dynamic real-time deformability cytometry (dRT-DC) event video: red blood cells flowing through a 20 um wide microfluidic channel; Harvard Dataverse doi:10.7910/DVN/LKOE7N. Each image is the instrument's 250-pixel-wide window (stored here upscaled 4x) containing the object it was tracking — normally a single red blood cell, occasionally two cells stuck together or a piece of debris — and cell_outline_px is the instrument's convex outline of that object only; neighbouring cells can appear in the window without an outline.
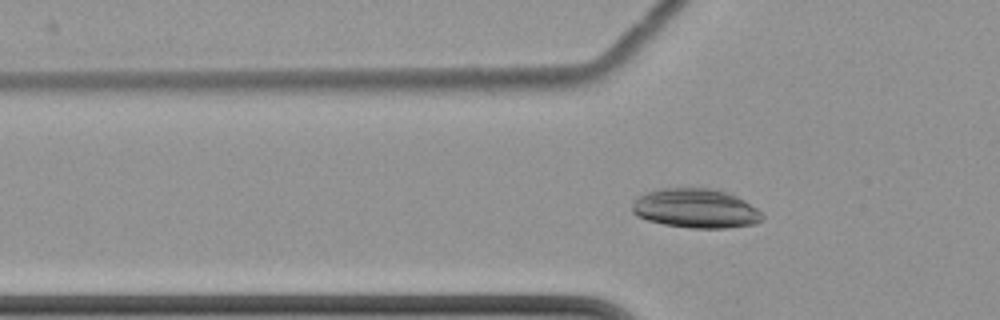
{"species": "common noctule bat (a hibernating species)", "species_latin": "Nyctalus noctula", "temperature_condition": "cold", "stored_images_in_passage": 51, "camera_frame_rate_fps": 3000, "um_per_image_px": 0.085, "animal": {"sex": "female", "body_mass_g": 22.7, "forearm_length_mm": 54.2}, "frame": {"image": 1, "passage_image": 18, "time_ms": 5.667, "image_size_px": [1000, 320], "cell_outline_px": [[764, 220], [752, 224], [728, 228], [692, 228], [664, 224], [648, 220], [636, 216], [632, 212], [632, 204], [640, 196], [648, 192], [660, 188], [712, 188], [736, 196], [744, 200], [756, 208], [764, 216]], "centroid_in_image_um": [59.14, 17.72], "position_along_channel_um": 66.7, "area_um2": 29.65}}
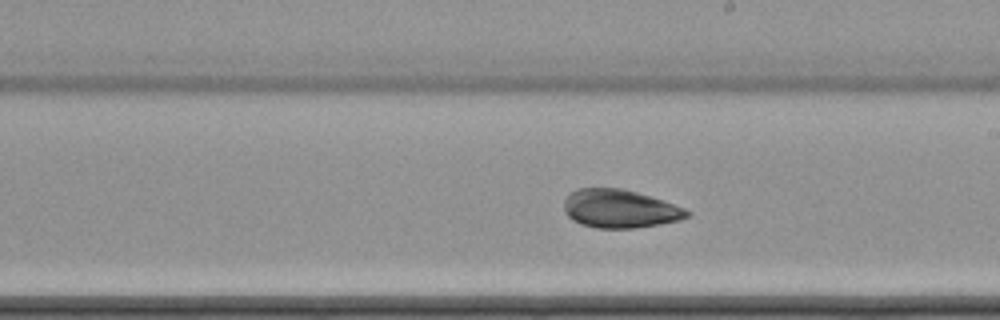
{"frame": {"image": 2, "passage_image": 33, "time_ms": 10.667, "image_size_px": [1000, 320], "cell_outline_px": [[692, 216], [680, 220], [660, 224], [632, 228], [596, 228], [580, 224], [572, 220], [564, 212], [564, 200], [576, 188], [620, 188], [636, 192], [684, 208], [692, 212]], "centroid_in_image_um": [52.67, 17.75], "position_along_channel_um": 236.3, "area_um2": 27.4}}
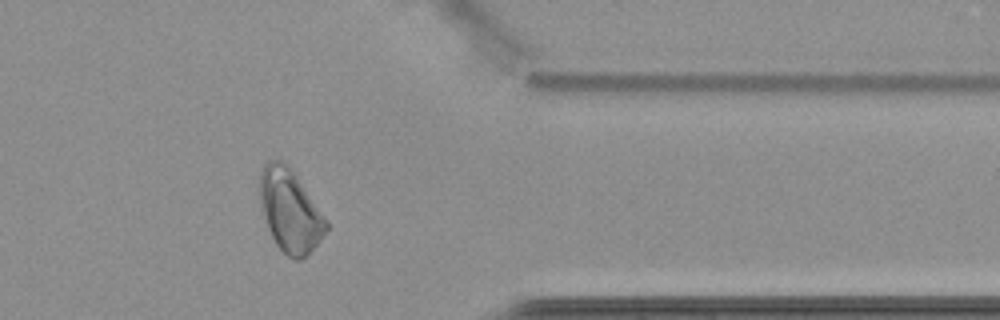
{"frame": {"image": 3, "passage_image": 47, "time_ms": 15.333, "image_size_px": [1000, 320], "cell_outline_px": [[328, 228], [320, 240], [300, 260], [292, 260], [276, 244], [268, 228], [260, 208], [260, 172], [264, 164], [268, 160], [276, 156], [284, 160], [292, 168], [328, 220]], "centroid_in_image_um": [24.64, 17.83], "position_along_channel_um": 386.8, "area_um2": 32.31}, "authors_computed_cell_mechanics": {"area_um2": 29.6514, "velocity_mm_per_s": 3.4626, "shape_relaxation_time_tau1_ms": 6.1515, "shape_relaxation_time_tau2_ms": 4.0137, "deformation_change_tau1": 0.0595, "deformation_change_tau2": 0.0638}}